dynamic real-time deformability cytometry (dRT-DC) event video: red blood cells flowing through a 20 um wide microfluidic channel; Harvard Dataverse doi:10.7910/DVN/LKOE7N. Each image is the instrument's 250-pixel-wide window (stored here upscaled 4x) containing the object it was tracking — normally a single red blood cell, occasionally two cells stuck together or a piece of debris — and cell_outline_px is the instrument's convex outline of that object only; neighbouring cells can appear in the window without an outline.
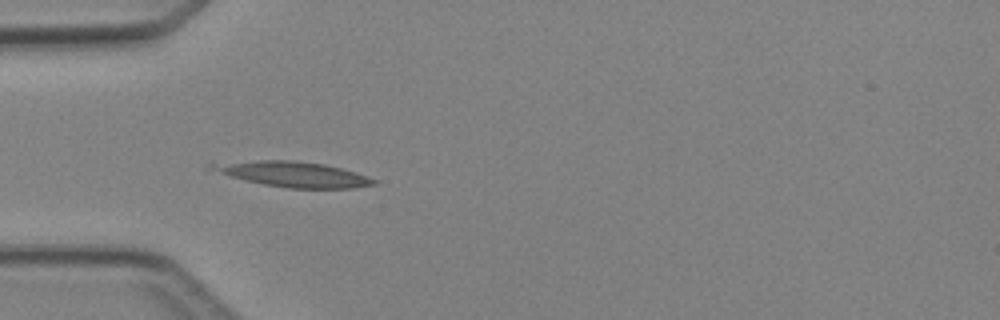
{"species": "Egyptian fruit bat (a non-hibernating species)", "species_latin": "Rousettus aegyptiacus", "temperature_condition": "cold", "stored_images_in_passage": 6, "camera_frame_rate_fps": 3000, "um_per_image_px": 0.085, "animal": {"sex": "female"}, "frame": {"image": 1, "passage_image": 5, "time_ms": 4.667, "image_size_px": [1000, 320], "cell_outline_px": [[376, 184], [356, 188], [288, 188], [264, 184], [232, 176], [204, 168], [212, 160], [296, 160], [324, 164], [356, 172], [368, 176], [376, 180]], "centroid_in_image_um": [24.79, 14.77], "position_along_channel_um": 60.2, "area_um2": 24.33}}
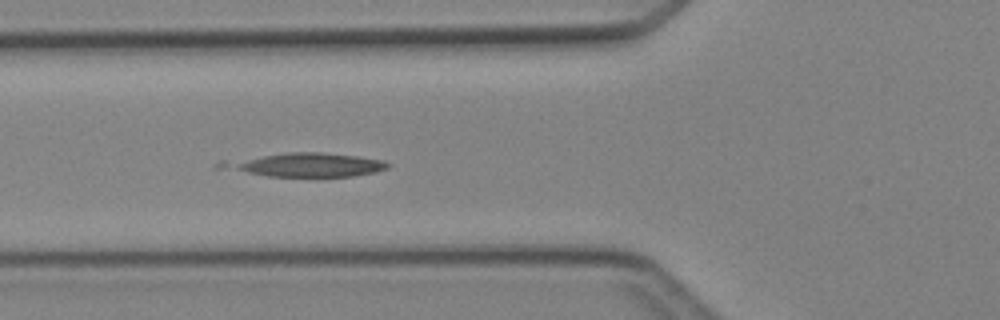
{"frame": {"image": 2, "passage_image": 6, "time_ms": 5.667, "image_size_px": [1000, 320], "cell_outline_px": [[392, 164], [388, 168], [376, 172], [352, 176], [268, 176], [212, 168], [220, 160], [288, 152], [320, 152], [356, 156], [384, 160]], "centroid_in_image_um": [25.83, 14.0], "position_along_channel_um": 100.0, "area_um2": 23.47}}